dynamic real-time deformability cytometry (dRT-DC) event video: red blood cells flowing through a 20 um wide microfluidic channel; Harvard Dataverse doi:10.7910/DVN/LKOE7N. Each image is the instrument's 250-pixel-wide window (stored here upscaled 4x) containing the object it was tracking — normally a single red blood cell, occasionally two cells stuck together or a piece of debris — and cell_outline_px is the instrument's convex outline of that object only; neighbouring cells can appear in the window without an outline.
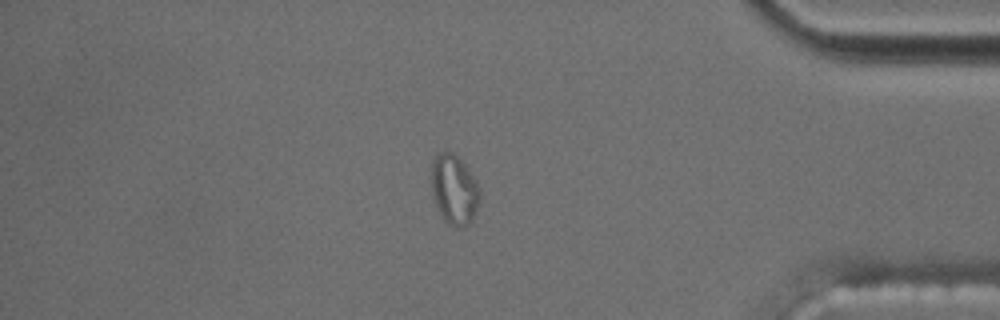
{"species": "common noctule bat (a hibernating species)", "species_latin": "Nyctalus noctula", "temperature_condition": "cold", "stored_images_in_passage": 57, "segment_of_instrument_passage": [2, 2], "camera_frame_rate_fps": 3000, "um_per_image_px": 0.085, "animal": {"sex": "male", "body_mass_g": 17.5, "forearm_length_mm": 52.3}, "frame": {"image": 1, "passage_image": 49, "time_ms": 16.0, "image_size_px": [1000, 320], "cell_outline_px": [[480, 196], [472, 220], [464, 228], [456, 228], [448, 224], [444, 220], [432, 196], [432, 160], [436, 152], [452, 152], [464, 164], [476, 180], [480, 192]], "centroid_in_image_um": [38.59, 16.12], "position_along_channel_um": 396.6, "area_um2": 19.59}}
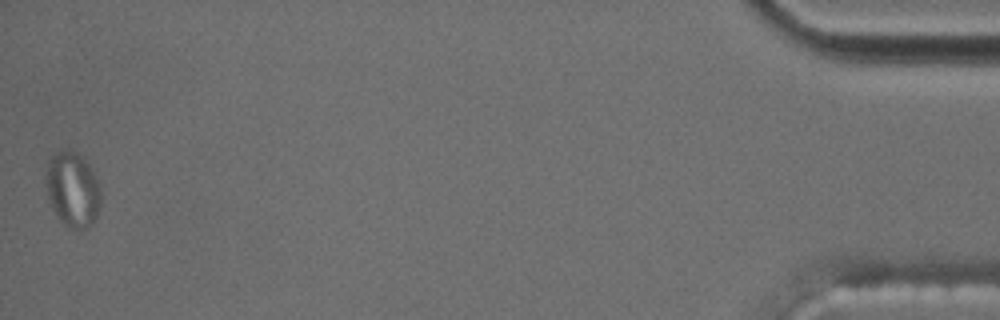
{"frame": {"image": 2, "passage_image": 57, "time_ms": 18.667, "image_size_px": [1000, 320], "cell_outline_px": [[100, 204], [96, 216], [92, 224], [84, 228], [68, 228], [60, 220], [52, 208], [48, 200], [48, 164], [52, 156], [56, 152], [68, 148], [76, 152], [88, 164], [100, 184]], "centroid_in_image_um": [6.2, 16.11], "position_along_channel_um": 429.0, "area_um2": 23.52}}